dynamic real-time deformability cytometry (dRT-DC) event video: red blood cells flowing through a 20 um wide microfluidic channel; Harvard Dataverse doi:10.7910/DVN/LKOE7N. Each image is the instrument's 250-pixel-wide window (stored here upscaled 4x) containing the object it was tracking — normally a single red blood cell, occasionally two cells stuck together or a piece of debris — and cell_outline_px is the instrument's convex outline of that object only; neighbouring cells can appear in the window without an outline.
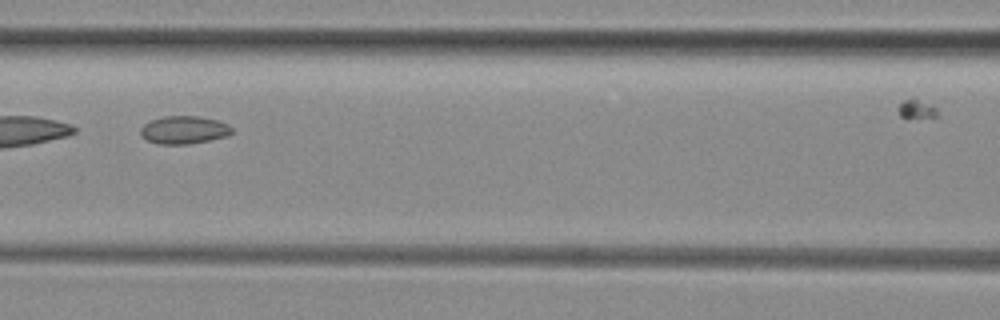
{"species": "common noctule bat (a hibernating species)", "species_latin": "Nyctalus noctula", "temperature_condition": "room temperature", "stored_images_in_passage": 4, "camera_frame_rate_fps": 3000, "um_per_image_px": 0.085, "animal": {"sex": "female", "body_mass_g": 29.2, "forearm_length_mm": 56.3}, "frame": {"image": 1, "passage_image": 3, "time_ms": 0.667, "image_size_px": [1000, 320], "cell_outline_px": [[232, 132], [228, 136], [188, 144], [160, 144], [148, 140], [140, 136], [140, 128], [144, 124], [152, 120], [164, 116], [200, 116], [220, 120], [228, 124], [232, 128]], "centroid_in_image_um": [15.65, 11.03], "position_along_channel_um": 150.9, "area_um2": 14.91}}